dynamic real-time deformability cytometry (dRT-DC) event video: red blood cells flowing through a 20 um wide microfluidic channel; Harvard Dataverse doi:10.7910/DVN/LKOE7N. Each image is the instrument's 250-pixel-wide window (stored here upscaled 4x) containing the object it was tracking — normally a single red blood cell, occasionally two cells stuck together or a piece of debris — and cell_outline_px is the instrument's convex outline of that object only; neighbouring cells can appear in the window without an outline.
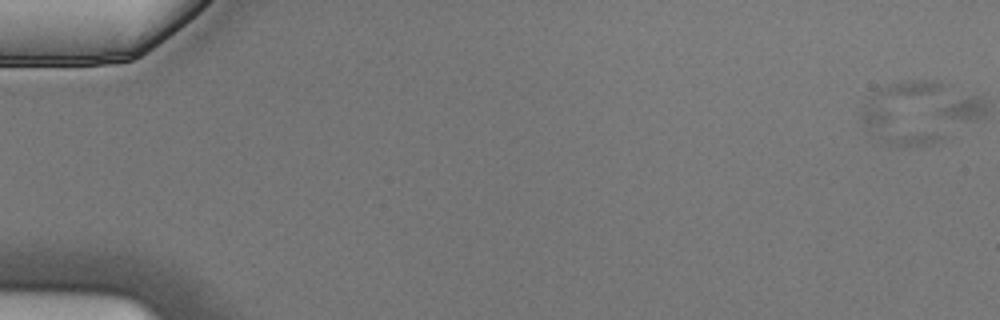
{"species": "Egyptian fruit bat (a non-hibernating species)", "species_latin": "Rousettus aegyptiacus", "temperature_condition": "cold", "stored_images_in_passage": 7, "segment_of_instrument_passage": [1, 2], "camera_frame_rate_fps": 3000, "um_per_image_px": 0.085, "animal": {"sex": "male"}, "frame": {"image": 1, "passage_image": 1, "time_ms": 0.0, "image_size_px": [1000, 320], "cell_outline_px": [[948, 84], [944, 136], [940, 140], [932, 144], [888, 144], [864, 128], [860, 116], [860, 112], [868, 96], [876, 88], [888, 84], [908, 80], [932, 80]], "centroid_in_image_um": [77.1, 9.53], "position_along_channel_um": 7.9, "area_um2": 34.28}}